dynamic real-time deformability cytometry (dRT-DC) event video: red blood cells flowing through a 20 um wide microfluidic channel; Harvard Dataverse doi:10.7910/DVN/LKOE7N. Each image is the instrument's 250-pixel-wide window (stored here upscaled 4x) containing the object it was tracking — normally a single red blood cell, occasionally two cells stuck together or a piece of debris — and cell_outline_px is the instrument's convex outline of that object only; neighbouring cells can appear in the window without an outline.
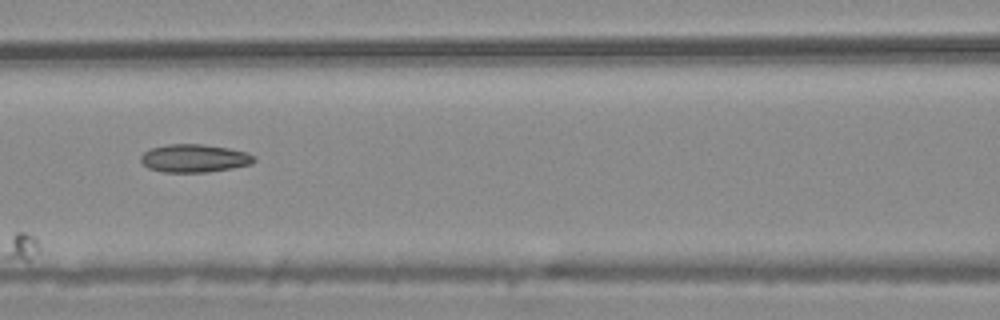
{"species": "common noctule bat (a hibernating species)", "species_latin": "Nyctalus noctula", "temperature_condition": "warm", "stored_images_in_passage": 9, "camera_frame_rate_fps": 3000, "um_per_image_px": 0.085, "animal": {"sex": "male", "body_mass_g": 20.4}, "frame": {"image": 1, "passage_image": 7, "time_ms": 2.0, "image_size_px": [1000, 320], "cell_outline_px": [[256, 160], [252, 164], [232, 168], [204, 172], [164, 172], [148, 168], [140, 160], [140, 156], [144, 152], [152, 148], [168, 144], [204, 144], [228, 148], [244, 152], [256, 156]], "centroid_in_image_um": [16.52, 13.45], "position_along_channel_um": 150.1, "area_um2": 18.44}}